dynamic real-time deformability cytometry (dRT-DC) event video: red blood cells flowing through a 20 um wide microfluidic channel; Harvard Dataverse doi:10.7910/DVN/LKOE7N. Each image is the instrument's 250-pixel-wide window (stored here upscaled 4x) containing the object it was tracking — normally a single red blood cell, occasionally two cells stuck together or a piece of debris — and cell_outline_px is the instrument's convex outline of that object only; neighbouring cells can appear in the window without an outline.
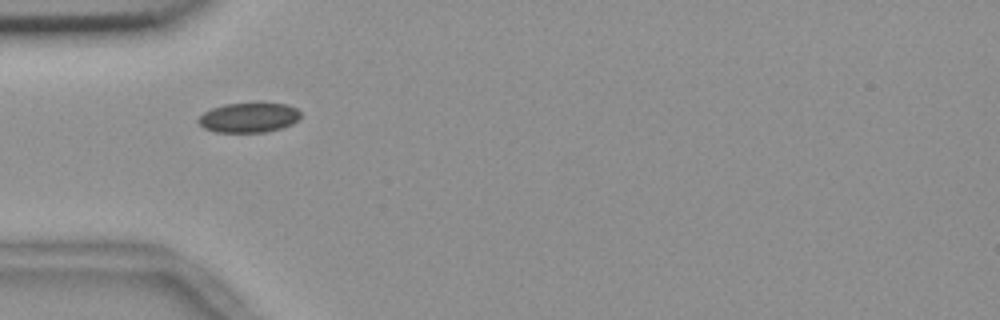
{"species": "common noctule bat (a hibernating species)", "species_latin": "Nyctalus noctula", "temperature_condition": "room temperature", "stored_images_in_passage": 3, "camera_frame_rate_fps": 3000, "um_per_image_px": 0.085, "animal": {"sex": "female", "body_mass_g": 18.4}, "frame": {"image": 1, "passage_image": 1, "time_ms": 0.0, "image_size_px": [1000, 320], "cell_outline_px": [[300, 116], [292, 124], [280, 128], [264, 132], [216, 132], [204, 128], [196, 120], [204, 112], [212, 108], [224, 104], [260, 100], [288, 104], [296, 108], [300, 112]], "centroid_in_image_um": [21.16, 9.94], "position_along_channel_um": 63.8, "area_um2": 18.38}}
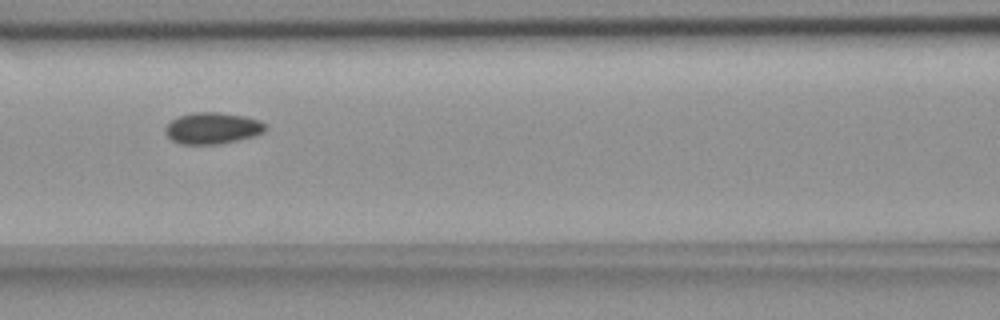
{"frame": {"image": 2, "passage_image": 3, "time_ms": 0.667, "image_size_px": [1000, 320], "cell_outline_px": [[268, 128], [264, 132], [256, 136], [220, 144], [180, 144], [172, 140], [168, 136], [164, 128], [172, 120], [180, 116], [192, 112], [220, 112], [244, 116], [260, 120]], "centroid_in_image_um": [18.09, 10.9], "position_along_channel_um": 148.5, "area_um2": 18.44}}